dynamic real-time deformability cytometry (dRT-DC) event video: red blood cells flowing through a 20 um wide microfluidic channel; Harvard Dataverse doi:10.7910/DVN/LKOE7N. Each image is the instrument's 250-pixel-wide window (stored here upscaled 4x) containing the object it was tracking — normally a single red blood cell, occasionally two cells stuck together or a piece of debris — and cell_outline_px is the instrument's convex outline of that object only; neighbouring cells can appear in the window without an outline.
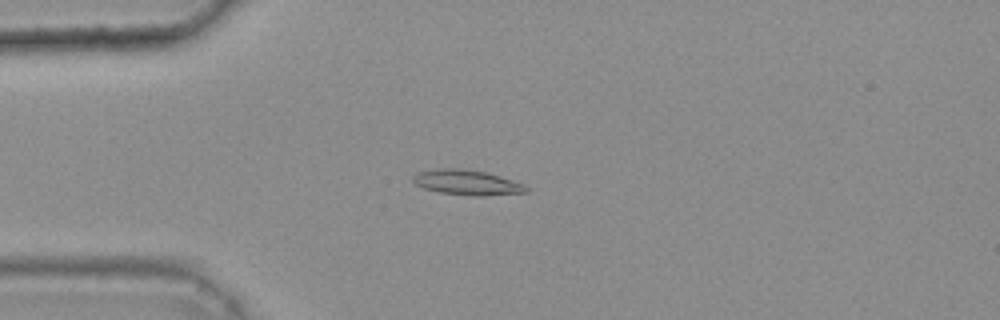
{"species": "common noctule bat (a hibernating species)", "species_latin": "Nyctalus noctula", "temperature_condition": "warm", "stored_images_in_passage": 46, "camera_frame_rate_fps": 3000, "um_per_image_px": 0.085, "animal": {"sex": "female", "body_mass_g": 25.1}, "frame": {"image": 1, "passage_image": 14, "time_ms": 4.333, "image_size_px": [1000, 320], "cell_outline_px": [[528, 192], [484, 196], [472, 196], [440, 192], [424, 188], [416, 184], [412, 180], [412, 176], [416, 172], [440, 168], [452, 168], [484, 172], [500, 176], [524, 184], [528, 188]], "centroid_in_image_um": [39.69, 15.52], "position_along_channel_um": 45.3, "area_um2": 16.42}}
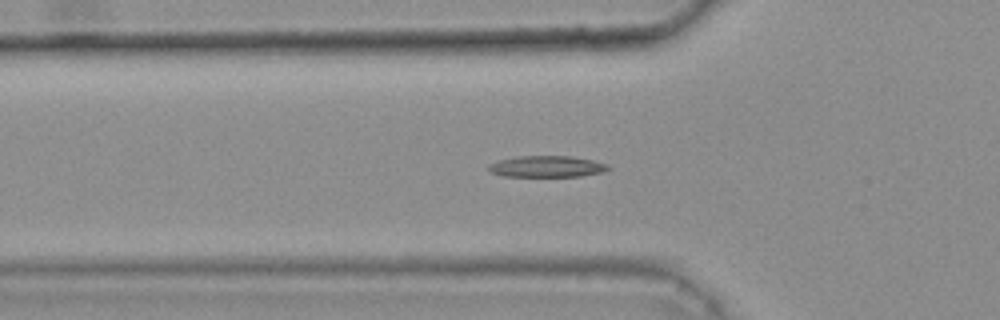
{"frame": {"image": 2, "passage_image": 18, "time_ms": 5.667, "image_size_px": [1000, 320], "cell_outline_px": [[608, 168], [600, 172], [580, 176], [504, 176], [492, 172], [488, 168], [492, 164], [500, 160], [516, 156], [572, 156], [592, 160], [604, 164]], "centroid_in_image_um": [46.45, 14.14], "position_along_channel_um": 79.4, "area_um2": 14.39}}
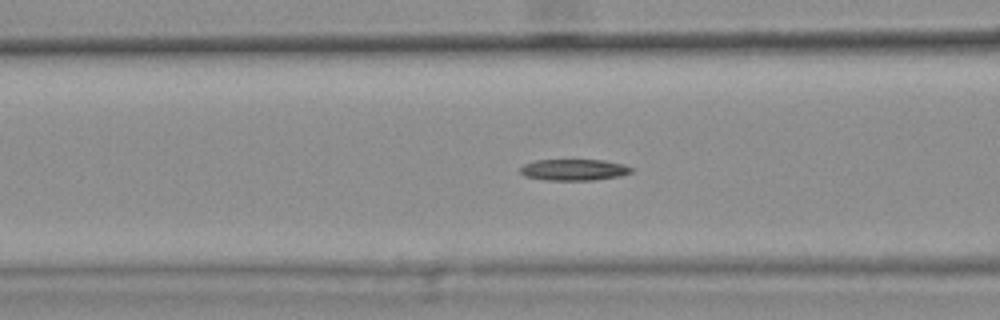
{"frame": {"image": 3, "passage_image": 21, "time_ms": 6.667, "image_size_px": [1000, 320], "cell_outline_px": [[636, 168], [632, 172], [620, 176], [596, 180], [544, 180], [524, 176], [520, 172], [520, 168], [524, 164], [536, 160], [604, 160], [624, 164]], "centroid_in_image_um": [48.82, 14.43], "position_along_channel_um": 117.8, "area_um2": 13.99}}